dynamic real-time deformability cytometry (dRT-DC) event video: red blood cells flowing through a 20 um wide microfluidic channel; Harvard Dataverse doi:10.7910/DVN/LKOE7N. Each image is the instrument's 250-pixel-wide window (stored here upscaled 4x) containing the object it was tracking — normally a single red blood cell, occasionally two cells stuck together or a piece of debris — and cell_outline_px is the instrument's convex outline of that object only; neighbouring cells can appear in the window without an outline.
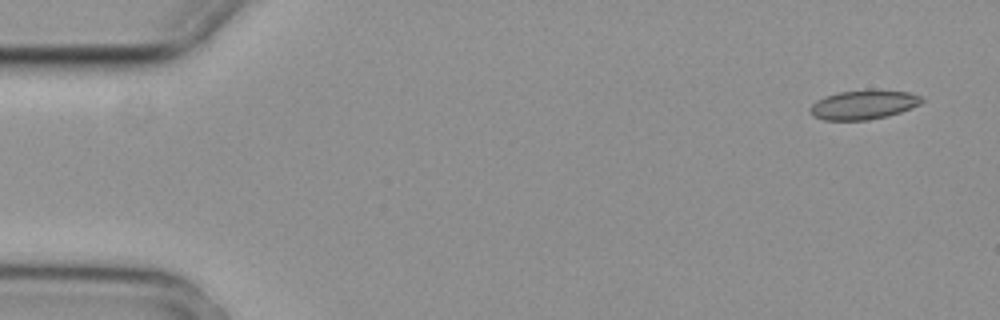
{"species": "common noctule bat (a hibernating species)", "species_latin": "Nyctalus noctula", "temperature_condition": "cold", "stored_images_in_passage": 4, "camera_frame_rate_fps": 3000, "um_per_image_px": 0.085, "animal": {"sex": "female", "body_mass_g": 29.2, "forearm_length_mm": 56.3}, "frame": {"image": 1, "passage_image": 1, "time_ms": 0.0, "image_size_px": [1000, 320], "cell_outline_px": [[924, 100], [920, 104], [912, 108], [888, 116], [868, 120], [824, 120], [812, 116], [812, 104], [816, 100], [824, 96], [840, 92], [908, 92], [924, 96]], "centroid_in_image_um": [73.41, 8.94], "position_along_channel_um": 11.6, "area_um2": 18.38}}